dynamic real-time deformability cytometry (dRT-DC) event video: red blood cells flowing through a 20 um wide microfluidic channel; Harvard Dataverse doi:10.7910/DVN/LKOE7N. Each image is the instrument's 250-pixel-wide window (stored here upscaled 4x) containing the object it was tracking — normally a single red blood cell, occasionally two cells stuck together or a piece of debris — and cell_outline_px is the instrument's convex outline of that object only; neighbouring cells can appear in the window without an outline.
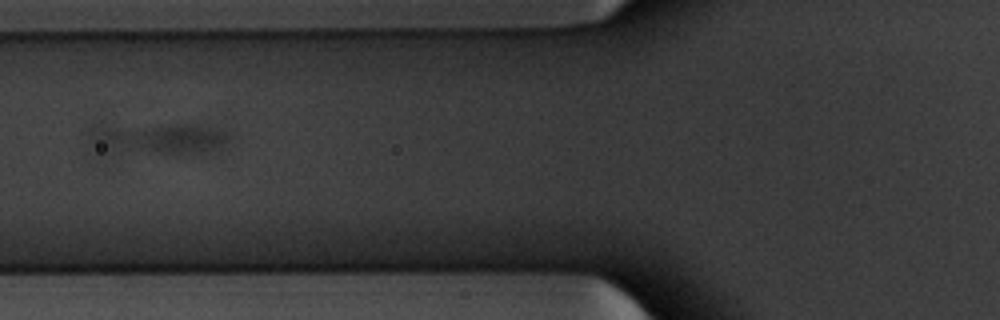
{"species": "common noctule bat (a hibernating species)", "species_latin": "Nyctalus noctula", "temperature_condition": "warm", "stored_images_in_passage": 7, "segment_of_instrument_passage": [2, 2], "camera_frame_rate_fps": 3000, "um_per_image_px": 0.085, "animal": {"sex": "male", "body_mass_g": 20.1, "forearm_length_mm": 53.5}, "frame": {"image": 1, "passage_image": 4, "time_ms": 1.0, "image_size_px": [1000, 320], "cell_outline_px": [[236, 136], [224, 148], [208, 152], [184, 156], [96, 160], [88, 148], [88, 128], [96, 124], [196, 124], [220, 128], [232, 132]], "centroid_in_image_um": [13.14, 11.93], "position_along_channel_um": 112.7, "area_um2": 31.85}}